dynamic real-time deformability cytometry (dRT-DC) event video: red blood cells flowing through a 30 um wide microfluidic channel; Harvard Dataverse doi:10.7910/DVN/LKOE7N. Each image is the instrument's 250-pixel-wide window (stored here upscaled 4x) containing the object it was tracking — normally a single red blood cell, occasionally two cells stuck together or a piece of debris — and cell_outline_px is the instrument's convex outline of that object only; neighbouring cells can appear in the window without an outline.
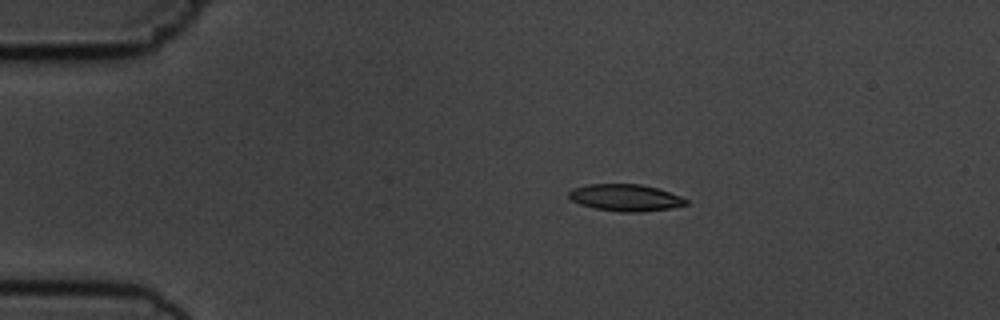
{"species": "common noctule bat (a hibernating species)", "species_latin": "Nyctalus noctula", "temperature_condition": "cold", "stored_images_in_passage": 54, "camera_frame_rate_fps": 3000, "um_per_image_px": 0.085, "animal": {"sex": "male", "body_mass_g": 19.5, "forearm_length_mm": 54.6}, "frame": {"image": 1, "passage_image": 10, "time_ms": 3.0, "image_size_px": [1000, 320], "cell_outline_px": [[688, 204], [672, 208], [640, 212], [620, 212], [596, 208], [580, 204], [572, 200], [568, 196], [568, 192], [572, 188], [588, 184], [640, 184], [656, 188], [680, 196], [688, 200]], "centroid_in_image_um": [53.15, 16.8], "position_along_channel_um": 31.8, "area_um2": 18.26}}
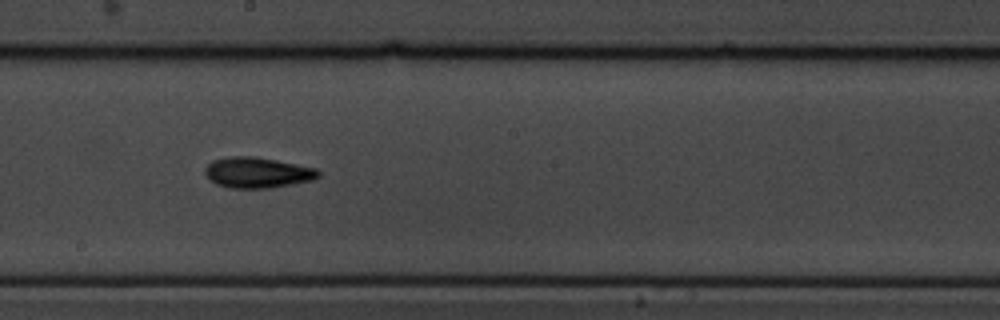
{"frame": {"image": 2, "passage_image": 30, "time_ms": 9.667, "image_size_px": [1000, 320], "cell_outline_px": [[320, 176], [312, 180], [268, 188], [232, 188], [216, 184], [204, 172], [204, 168], [212, 160], [228, 156], [252, 156], [276, 160], [316, 168], [320, 172]], "centroid_in_image_um": [21.86, 14.66], "position_along_channel_um": 226.3, "area_um2": 20.11}}
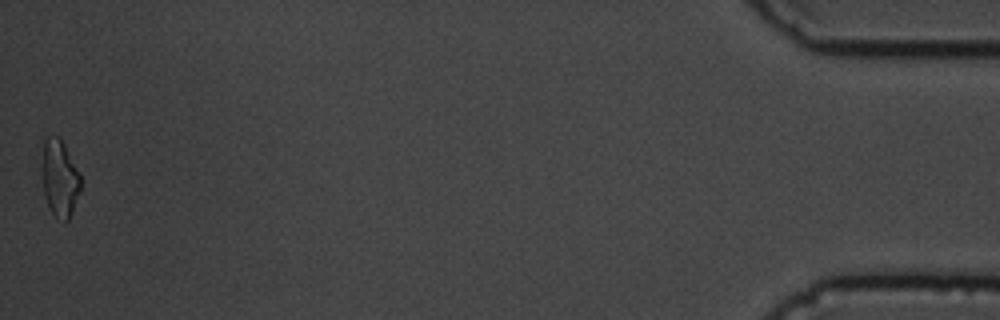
{"frame": {"image": 3, "passage_image": 54, "time_ms": 17.667, "image_size_px": [1000, 320], "cell_outline_px": [[80, 192], [72, 212], [68, 220], [56, 220], [48, 204], [44, 192], [44, 140], [48, 136], [60, 136], [80, 172]], "centroid_in_image_um": [5.12, 15.16], "position_along_channel_um": 430.1, "area_um2": 16.94}, "authors_computed_cell_mechanics": {"area_um2": 18.0625, "velocity_mm_per_s": 3.6816, "shape_relaxation_time_tau1_ms": 2.3508, "shape_relaxation_time_tau2_ms": 6.6423, "deformation_change_tau1": 0.1031, "deformation_change_tau2": 0.1687}}